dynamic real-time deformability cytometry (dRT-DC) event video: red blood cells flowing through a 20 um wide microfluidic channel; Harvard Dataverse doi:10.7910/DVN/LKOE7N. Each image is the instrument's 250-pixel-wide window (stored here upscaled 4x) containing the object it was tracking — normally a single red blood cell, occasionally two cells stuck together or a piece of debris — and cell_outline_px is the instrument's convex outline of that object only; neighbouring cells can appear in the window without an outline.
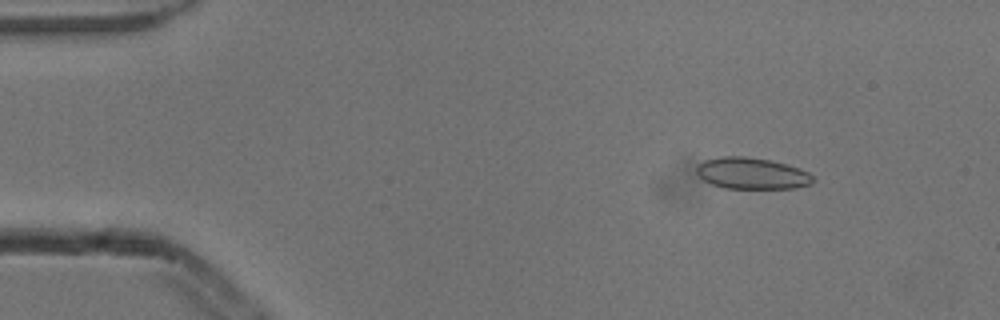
{"species": "common noctule bat (a hibernating species)", "species_latin": "Nyctalus noctula", "temperature_condition": "cold", "stored_images_in_passage": 7, "camera_frame_rate_fps": 3000, "um_per_image_px": 0.085, "animal": {"sex": "male", "body_mass_g": 13.3}, "frame": {"image": 1, "passage_image": 2, "time_ms": 0.333, "image_size_px": [1000, 320], "cell_outline_px": [[816, 180], [812, 184], [796, 188], [724, 188], [712, 184], [704, 180], [696, 172], [696, 168], [704, 160], [720, 156], [744, 156], [772, 160], [788, 164], [800, 168], [808, 172]], "centroid_in_image_um": [63.95, 14.73], "position_along_channel_um": 21.1, "area_um2": 21.5}}
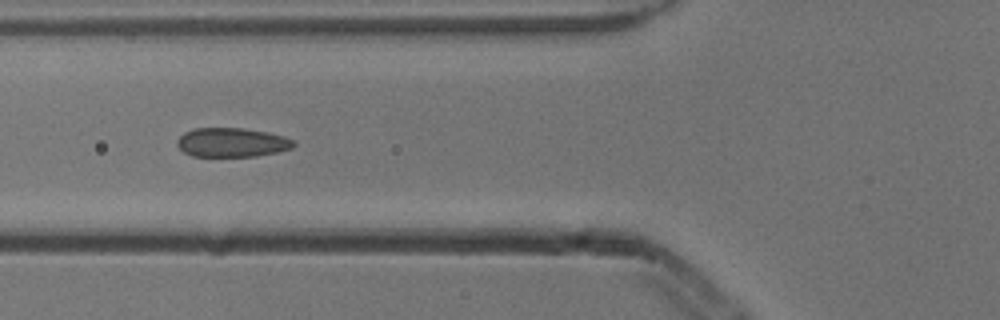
{"frame": {"image": 2, "passage_image": 5, "time_ms": 1.333, "image_size_px": [1000, 320], "cell_outline_px": [[296, 144], [292, 148], [276, 152], [256, 156], [192, 156], [184, 152], [176, 144], [176, 140], [184, 132], [196, 128], [244, 128], [268, 132], [284, 136], [292, 140]], "centroid_in_image_um": [19.7, 12.1], "position_along_channel_um": 106.1, "area_um2": 19.77}}
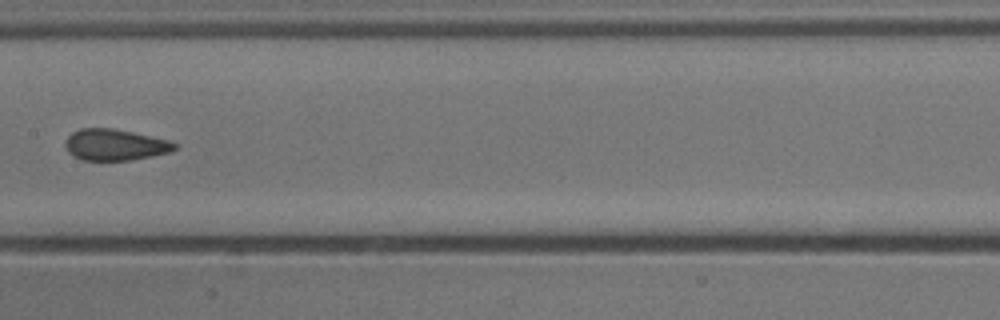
{"frame": {"image": 3, "passage_image": 7, "time_ms": 2.0, "image_size_px": [1000, 320], "cell_outline_px": [[176, 148], [172, 152], [152, 156], [128, 160], [84, 160], [68, 152], [64, 144], [68, 136], [72, 132], [80, 128], [112, 128], [172, 140], [176, 144]], "centroid_in_image_um": [9.8, 12.3], "position_along_channel_um": 197.6, "area_um2": 19.94}}